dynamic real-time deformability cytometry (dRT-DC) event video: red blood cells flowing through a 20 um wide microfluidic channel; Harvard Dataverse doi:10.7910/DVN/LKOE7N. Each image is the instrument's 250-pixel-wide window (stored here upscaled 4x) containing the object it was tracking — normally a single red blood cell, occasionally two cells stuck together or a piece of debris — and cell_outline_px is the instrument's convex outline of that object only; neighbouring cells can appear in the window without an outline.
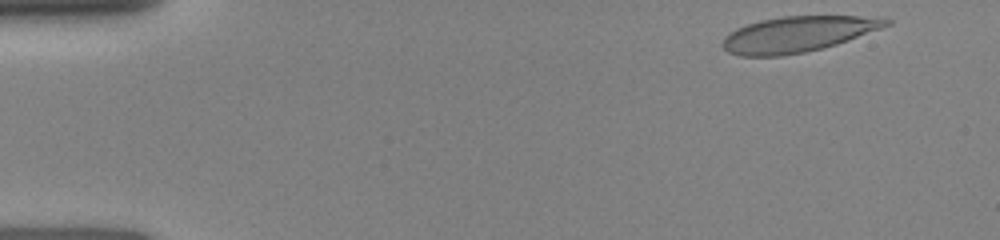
{"species": "human", "species_latin": "Homo sapiens", "temperature_condition": "room temperature", "stored_images_in_passage": 8, "camera_frame_rate_fps": 3000, "um_per_image_px": 0.085, "donor": {"sex": "female"}, "frame": {"image": 1, "passage_image": 1, "time_ms": 0.0, "image_size_px": [1000, 240], "cell_outline_px": [[892, 24], [836, 44], [804, 52], [780, 56], [740, 56], [728, 52], [720, 44], [724, 36], [728, 32], [736, 28], [760, 20], [784, 16], [884, 16], [892, 20]], "centroid_in_image_um": [67.8, 2.89], "position_along_channel_um": 17.2, "area_um2": 34.1}}
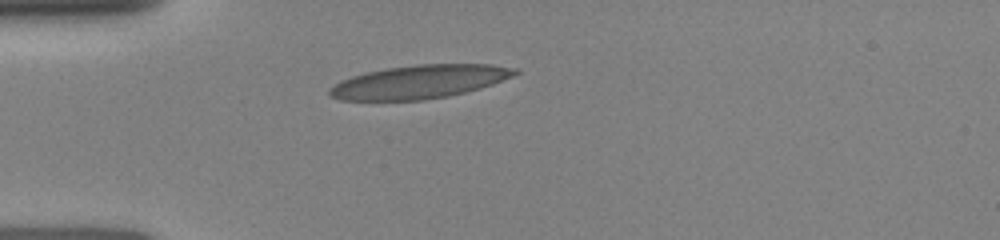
{"frame": {"image": 2, "passage_image": 6, "time_ms": 3.0, "image_size_px": [1000, 240], "cell_outline_px": [[520, 72], [512, 76], [492, 84], [480, 88], [448, 96], [424, 100], [340, 100], [328, 96], [328, 88], [340, 80], [352, 76], [368, 72], [388, 68], [416, 64], [492, 64], [516, 68]], "centroid_in_image_um": [35.62, 6.95], "position_along_channel_um": 49.4, "area_um2": 36.07}}
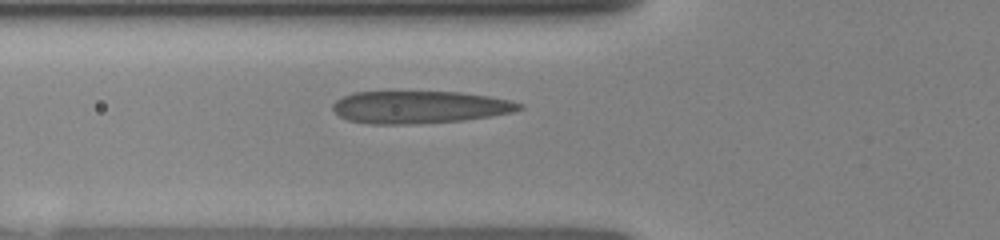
{"frame": {"image": 3, "passage_image": 8, "time_ms": 4.333, "image_size_px": [1000, 240], "cell_outline_px": [[524, 108], [512, 112], [492, 116], [464, 120], [416, 124], [372, 124], [348, 120], [340, 116], [332, 108], [332, 104], [336, 100], [352, 92], [460, 92], [488, 96], [508, 100], [524, 104]], "centroid_in_image_um": [35.67, 9.11], "position_along_channel_um": 90.1, "area_um2": 35.26}}